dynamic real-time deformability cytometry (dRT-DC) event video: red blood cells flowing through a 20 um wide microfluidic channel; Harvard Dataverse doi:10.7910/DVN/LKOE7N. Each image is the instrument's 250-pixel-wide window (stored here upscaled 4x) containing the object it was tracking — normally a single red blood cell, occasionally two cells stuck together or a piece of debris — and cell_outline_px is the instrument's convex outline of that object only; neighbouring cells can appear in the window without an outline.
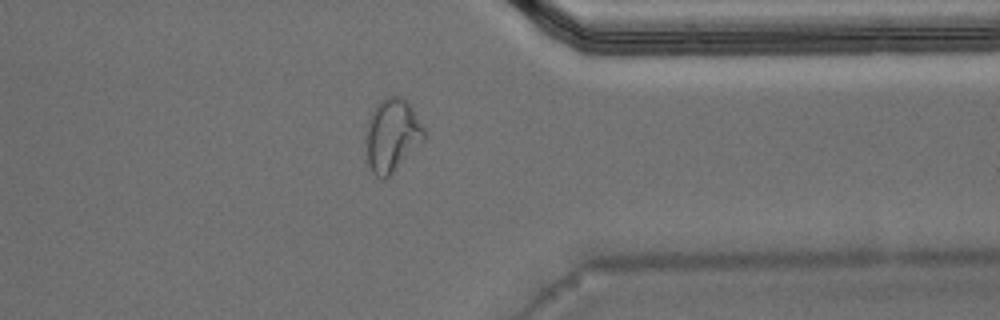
{"species": "Egyptian fruit bat (a non-hibernating species)", "species_latin": "Rousettus aegyptiacus", "temperature_condition": "warm", "stored_images_in_passage": 38, "camera_frame_rate_fps": 3000, "um_per_image_px": 0.085, "animal": {"sex": "male"}, "frame": {"image": 1, "passage_image": 27, "time_ms": 8.667, "image_size_px": [1000, 320], "cell_outline_px": [[424, 140], [392, 176], [384, 180], [380, 180], [372, 172], [368, 164], [364, 140], [364, 136], [368, 116], [376, 104], [380, 100], [388, 96], [400, 96], [412, 108], [424, 128]], "centroid_in_image_um": [33.27, 11.55], "position_along_channel_um": 378.1, "area_um2": 25.43}, "authors_computed_cell_mechanics": {"area_um2": 19.8543, "velocity_mm_per_s": 3.8078, "shape_relaxation_time_tau1_ms": null, "shape_relaxation_time_tau2_ms": 1.0792, "deformation_change_tau1": null, "deformation_change_tau2": 0.082}}